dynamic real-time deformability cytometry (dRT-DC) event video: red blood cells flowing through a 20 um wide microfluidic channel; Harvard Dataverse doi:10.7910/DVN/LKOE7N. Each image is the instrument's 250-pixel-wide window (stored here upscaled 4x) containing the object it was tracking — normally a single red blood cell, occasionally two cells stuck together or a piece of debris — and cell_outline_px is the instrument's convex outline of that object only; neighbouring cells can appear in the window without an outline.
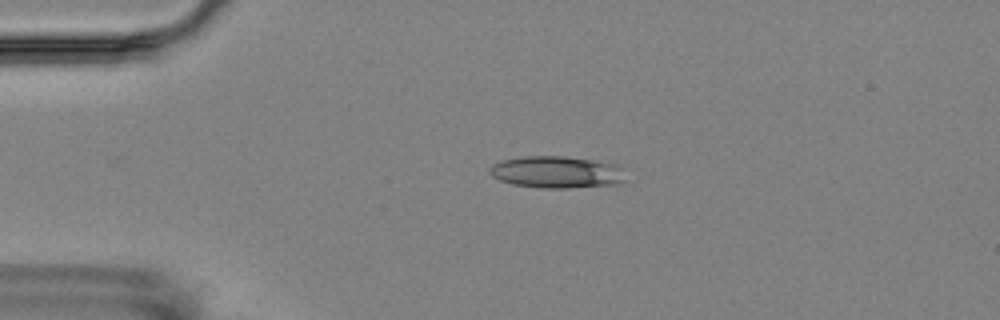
{"species": "Egyptian fruit bat (a non-hibernating species)", "species_latin": "Rousettus aegyptiacus", "temperature_condition": "room temperature", "stored_images_in_passage": 4, "camera_frame_rate_fps": 3000, "um_per_image_px": 0.085, "animal": {"sex": "female"}, "frame": {"image": 1, "passage_image": 3, "time_ms": 2.667, "image_size_px": [1000, 320], "cell_outline_px": [[624, 180], [620, 184], [568, 188], [540, 188], [512, 184], [500, 180], [492, 176], [488, 172], [488, 168], [492, 164], [500, 160], [524, 156], [564, 156], [616, 164], [620, 168]], "centroid_in_image_um": [47.25, 14.63], "position_along_channel_um": 37.8, "area_um2": 25.32}}